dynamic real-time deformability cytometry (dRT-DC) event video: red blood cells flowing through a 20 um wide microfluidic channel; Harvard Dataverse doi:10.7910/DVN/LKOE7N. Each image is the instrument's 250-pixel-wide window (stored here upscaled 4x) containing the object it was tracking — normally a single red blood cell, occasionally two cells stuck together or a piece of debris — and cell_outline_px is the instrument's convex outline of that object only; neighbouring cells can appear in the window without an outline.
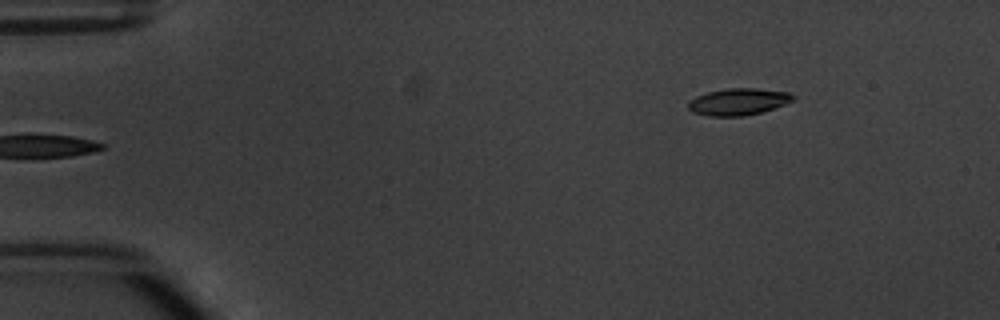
{"species": "common noctule bat (a hibernating species)", "species_latin": "Nyctalus noctula", "temperature_condition": "warm", "stored_images_in_passage": 5, "camera_frame_rate_fps": 3000, "um_per_image_px": 0.085, "animal": {"sex": "male", "body_mass_g": 20.1, "forearm_length_mm": 53.5}, "frame": {"image": 1, "passage_image": 5, "time_ms": 5.667, "image_size_px": [1000, 320], "cell_outline_px": [[796, 100], [760, 112], [744, 116], [708, 116], [692, 112], [688, 108], [688, 100], [696, 96], [708, 92], [728, 88], [756, 88], [788, 92], [796, 96]], "centroid_in_image_um": [62.75, 8.64], "position_along_channel_um": 22.3, "area_um2": 16.42}}